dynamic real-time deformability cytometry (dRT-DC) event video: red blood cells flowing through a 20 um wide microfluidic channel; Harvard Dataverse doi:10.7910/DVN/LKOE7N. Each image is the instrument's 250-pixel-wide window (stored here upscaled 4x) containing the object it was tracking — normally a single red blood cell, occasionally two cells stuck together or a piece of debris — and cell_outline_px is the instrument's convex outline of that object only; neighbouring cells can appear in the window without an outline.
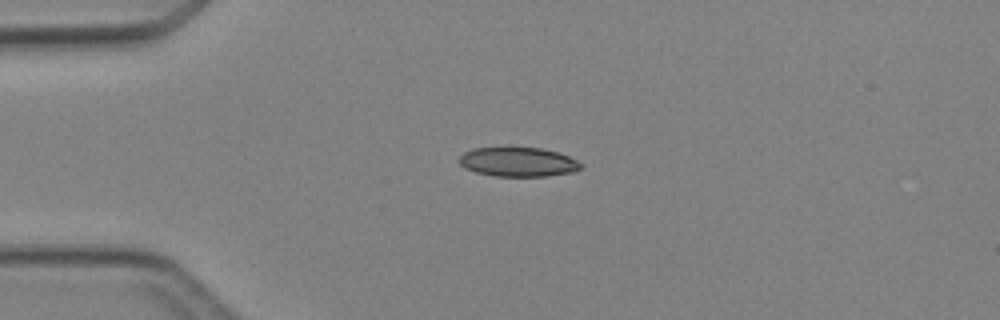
{"species": "Egyptian fruit bat (a non-hibernating species)", "species_latin": "Rousettus aegyptiacus", "temperature_condition": "cold", "stored_images_in_passage": 4, "camera_frame_rate_fps": 3000, "um_per_image_px": 0.085, "animal": {"sex": "female"}, "frame": {"image": 1, "passage_image": 1, "time_ms": 0.0, "image_size_px": [1000, 320], "cell_outline_px": [[584, 164], [576, 172], [548, 176], [496, 176], [476, 172], [464, 168], [456, 160], [464, 152], [472, 148], [540, 148], [556, 152], [568, 156]], "centroid_in_image_um": [44.03, 13.77], "position_along_channel_um": 41.0, "area_um2": 20.81}}
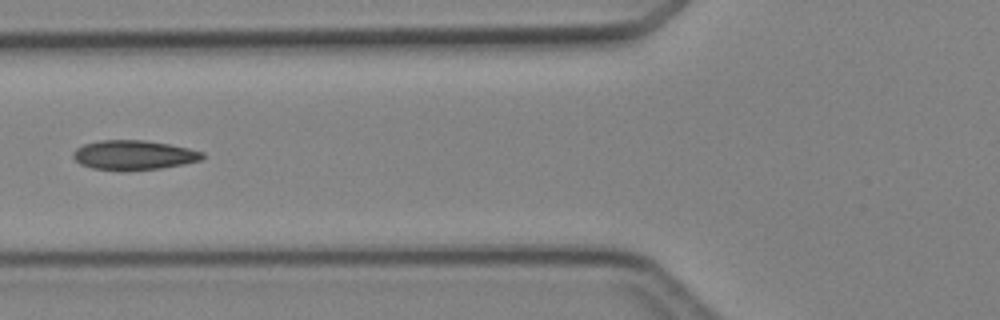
{"frame": {"image": 2, "passage_image": 3, "time_ms": 2.333, "image_size_px": [1000, 320], "cell_outline_px": [[204, 156], [200, 160], [184, 164], [160, 168], [92, 168], [80, 164], [72, 156], [72, 152], [76, 148], [84, 144], [100, 140], [144, 140], [168, 144], [188, 148], [204, 152]], "centroid_in_image_um": [11.37, 13.14], "position_along_channel_um": 114.4, "area_um2": 21.5}}
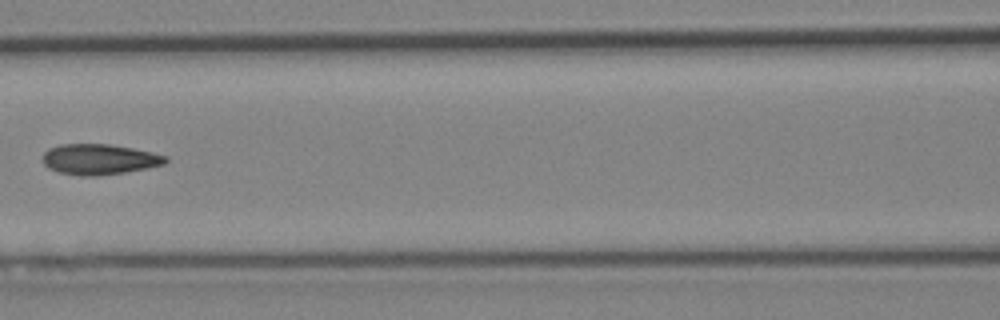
{"frame": {"image": 3, "passage_image": 4, "time_ms": 3.333, "image_size_px": [1000, 320], "cell_outline_px": [[168, 160], [164, 164], [148, 168], [124, 172], [96, 176], [80, 176], [60, 172], [48, 168], [44, 164], [44, 152], [48, 148], [60, 144], [108, 144], [132, 148], [152, 152], [168, 156]], "centroid_in_image_um": [8.45, 13.54], "position_along_channel_um": 158.2, "area_um2": 21.85}}